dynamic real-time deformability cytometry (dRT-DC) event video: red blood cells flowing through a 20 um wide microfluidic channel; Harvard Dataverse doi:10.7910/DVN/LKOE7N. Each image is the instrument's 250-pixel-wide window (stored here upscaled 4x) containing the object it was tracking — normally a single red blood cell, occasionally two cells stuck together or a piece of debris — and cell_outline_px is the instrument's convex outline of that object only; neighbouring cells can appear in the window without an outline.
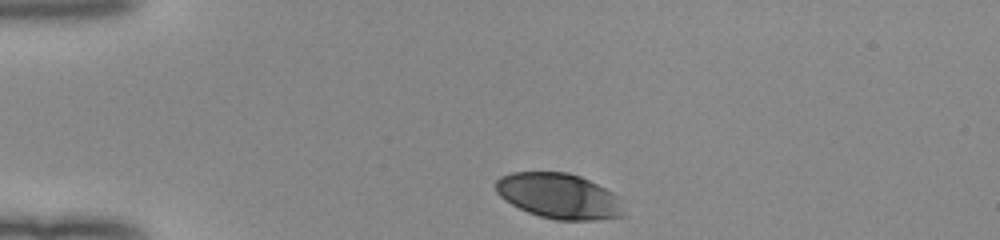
{"species": "human", "species_latin": "Homo sapiens", "temperature_condition": "room temperature", "stored_images_in_passage": 32, "camera_frame_rate_fps": 3000, "um_per_image_px": 0.085, "donor": {"sex": "female"}, "frame": {"image": 1, "passage_image": 1, "time_ms": 0.0, "image_size_px": [1000, 240], "cell_outline_px": [[628, 216], [592, 220], [556, 220], [540, 216], [528, 212], [504, 200], [496, 192], [496, 180], [500, 176], [512, 172], [568, 172], [580, 176], [612, 192], [616, 196]], "centroid_in_image_um": [47.51, 16.66], "position_along_channel_um": 37.5, "area_um2": 33.81}}
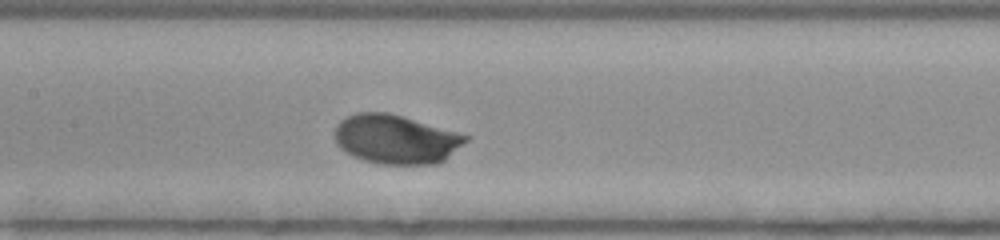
{"frame": {"image": 2, "passage_image": 15, "time_ms": 4.667, "image_size_px": [1000, 240], "cell_outline_px": [[472, 136], [468, 140], [444, 160], [436, 164], [380, 164], [364, 160], [352, 156], [340, 148], [336, 144], [336, 124], [340, 120], [356, 112], [388, 112]], "centroid_in_image_um": [33.65, 11.83], "position_along_channel_um": 173.8, "area_um2": 37.45}}
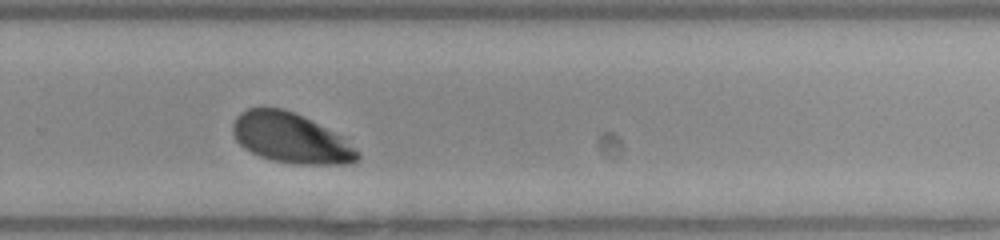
{"frame": {"image": 3, "passage_image": 25, "time_ms": 8.0, "image_size_px": [1000, 240], "cell_outline_px": [[360, 156], [352, 164], [296, 164], [272, 160], [260, 156], [244, 148], [236, 140], [232, 132], [232, 124], [236, 116], [240, 112], [248, 108], [284, 108], [344, 136], [360, 152]], "centroid_in_image_um": [24.73, 11.74], "position_along_channel_um": 305.1, "area_um2": 36.47}, "authors_computed_cell_mechanics": {"area_um2": 36.7319, "velocity_mm_per_s": 3.9517, "shape_relaxation_time_tau1_ms": 1.5291, "shape_relaxation_time_tau2_ms": null, "deformation_change_tau1": 0.1189, "deformation_change_tau2": null}}